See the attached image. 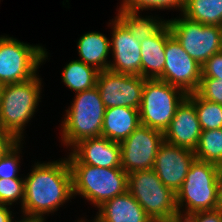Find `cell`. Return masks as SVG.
I'll return each mask as SVG.
<instances>
[{
  "label": "cell",
  "mask_w": 222,
  "mask_h": 222,
  "mask_svg": "<svg viewBox=\"0 0 222 222\" xmlns=\"http://www.w3.org/2000/svg\"><path fill=\"white\" fill-rule=\"evenodd\" d=\"M194 154L196 159L222 168V128L202 130Z\"/></svg>",
  "instance_id": "24"
},
{
  "label": "cell",
  "mask_w": 222,
  "mask_h": 222,
  "mask_svg": "<svg viewBox=\"0 0 222 222\" xmlns=\"http://www.w3.org/2000/svg\"><path fill=\"white\" fill-rule=\"evenodd\" d=\"M113 29L110 40L114 61L110 62L109 70L117 73L141 76V46L129 29L115 17L109 23Z\"/></svg>",
  "instance_id": "14"
},
{
  "label": "cell",
  "mask_w": 222,
  "mask_h": 222,
  "mask_svg": "<svg viewBox=\"0 0 222 222\" xmlns=\"http://www.w3.org/2000/svg\"><path fill=\"white\" fill-rule=\"evenodd\" d=\"M165 58L163 73L157 79L179 87L187 94L196 92L200 86L202 66L185 52L172 34L166 40Z\"/></svg>",
  "instance_id": "12"
},
{
  "label": "cell",
  "mask_w": 222,
  "mask_h": 222,
  "mask_svg": "<svg viewBox=\"0 0 222 222\" xmlns=\"http://www.w3.org/2000/svg\"><path fill=\"white\" fill-rule=\"evenodd\" d=\"M201 78L222 80V51L215 53L202 65Z\"/></svg>",
  "instance_id": "30"
},
{
  "label": "cell",
  "mask_w": 222,
  "mask_h": 222,
  "mask_svg": "<svg viewBox=\"0 0 222 222\" xmlns=\"http://www.w3.org/2000/svg\"><path fill=\"white\" fill-rule=\"evenodd\" d=\"M182 15L204 25L222 26V0H184Z\"/></svg>",
  "instance_id": "22"
},
{
  "label": "cell",
  "mask_w": 222,
  "mask_h": 222,
  "mask_svg": "<svg viewBox=\"0 0 222 222\" xmlns=\"http://www.w3.org/2000/svg\"><path fill=\"white\" fill-rule=\"evenodd\" d=\"M11 207L8 205L0 204V222H11L13 219L12 211H10Z\"/></svg>",
  "instance_id": "33"
},
{
  "label": "cell",
  "mask_w": 222,
  "mask_h": 222,
  "mask_svg": "<svg viewBox=\"0 0 222 222\" xmlns=\"http://www.w3.org/2000/svg\"><path fill=\"white\" fill-rule=\"evenodd\" d=\"M80 61L93 66L98 71L109 69L110 60H107L111 53L110 39L99 32H88L80 37L77 43Z\"/></svg>",
  "instance_id": "20"
},
{
  "label": "cell",
  "mask_w": 222,
  "mask_h": 222,
  "mask_svg": "<svg viewBox=\"0 0 222 222\" xmlns=\"http://www.w3.org/2000/svg\"><path fill=\"white\" fill-rule=\"evenodd\" d=\"M24 190V179H0V204L10 206L20 200L22 206Z\"/></svg>",
  "instance_id": "27"
},
{
  "label": "cell",
  "mask_w": 222,
  "mask_h": 222,
  "mask_svg": "<svg viewBox=\"0 0 222 222\" xmlns=\"http://www.w3.org/2000/svg\"><path fill=\"white\" fill-rule=\"evenodd\" d=\"M140 125L139 109L110 107L105 110L101 136L121 142Z\"/></svg>",
  "instance_id": "19"
},
{
  "label": "cell",
  "mask_w": 222,
  "mask_h": 222,
  "mask_svg": "<svg viewBox=\"0 0 222 222\" xmlns=\"http://www.w3.org/2000/svg\"><path fill=\"white\" fill-rule=\"evenodd\" d=\"M139 42L154 36L166 23L153 16L141 17L139 11L119 9L116 16Z\"/></svg>",
  "instance_id": "23"
},
{
  "label": "cell",
  "mask_w": 222,
  "mask_h": 222,
  "mask_svg": "<svg viewBox=\"0 0 222 222\" xmlns=\"http://www.w3.org/2000/svg\"><path fill=\"white\" fill-rule=\"evenodd\" d=\"M181 16L167 20L171 34L185 52L202 66L211 56L222 51V26L204 25Z\"/></svg>",
  "instance_id": "9"
},
{
  "label": "cell",
  "mask_w": 222,
  "mask_h": 222,
  "mask_svg": "<svg viewBox=\"0 0 222 222\" xmlns=\"http://www.w3.org/2000/svg\"><path fill=\"white\" fill-rule=\"evenodd\" d=\"M221 170V167L213 163L198 159L193 161L180 190L176 193L179 218L198 211L217 209ZM184 205L185 210H180L184 208Z\"/></svg>",
  "instance_id": "2"
},
{
  "label": "cell",
  "mask_w": 222,
  "mask_h": 222,
  "mask_svg": "<svg viewBox=\"0 0 222 222\" xmlns=\"http://www.w3.org/2000/svg\"><path fill=\"white\" fill-rule=\"evenodd\" d=\"M146 78L108 70L100 71L96 87L104 106L139 109Z\"/></svg>",
  "instance_id": "11"
},
{
  "label": "cell",
  "mask_w": 222,
  "mask_h": 222,
  "mask_svg": "<svg viewBox=\"0 0 222 222\" xmlns=\"http://www.w3.org/2000/svg\"><path fill=\"white\" fill-rule=\"evenodd\" d=\"M5 84L0 92V129L22 141L23 130L36 112L41 93V78Z\"/></svg>",
  "instance_id": "3"
},
{
  "label": "cell",
  "mask_w": 222,
  "mask_h": 222,
  "mask_svg": "<svg viewBox=\"0 0 222 222\" xmlns=\"http://www.w3.org/2000/svg\"><path fill=\"white\" fill-rule=\"evenodd\" d=\"M32 169L24 178L23 213L44 217L73 198L72 175L67 158L48 163L37 162Z\"/></svg>",
  "instance_id": "1"
},
{
  "label": "cell",
  "mask_w": 222,
  "mask_h": 222,
  "mask_svg": "<svg viewBox=\"0 0 222 222\" xmlns=\"http://www.w3.org/2000/svg\"><path fill=\"white\" fill-rule=\"evenodd\" d=\"M98 210V215L107 222H153L128 191L106 201Z\"/></svg>",
  "instance_id": "18"
},
{
  "label": "cell",
  "mask_w": 222,
  "mask_h": 222,
  "mask_svg": "<svg viewBox=\"0 0 222 222\" xmlns=\"http://www.w3.org/2000/svg\"><path fill=\"white\" fill-rule=\"evenodd\" d=\"M68 159L69 164H87L102 168H121L120 142L106 137L84 139L75 144Z\"/></svg>",
  "instance_id": "15"
},
{
  "label": "cell",
  "mask_w": 222,
  "mask_h": 222,
  "mask_svg": "<svg viewBox=\"0 0 222 222\" xmlns=\"http://www.w3.org/2000/svg\"><path fill=\"white\" fill-rule=\"evenodd\" d=\"M119 9L132 11L177 9L182 12L184 0H123Z\"/></svg>",
  "instance_id": "26"
},
{
  "label": "cell",
  "mask_w": 222,
  "mask_h": 222,
  "mask_svg": "<svg viewBox=\"0 0 222 222\" xmlns=\"http://www.w3.org/2000/svg\"><path fill=\"white\" fill-rule=\"evenodd\" d=\"M195 159L194 151L163 141L156 155L153 170L163 184L176 194Z\"/></svg>",
  "instance_id": "13"
},
{
  "label": "cell",
  "mask_w": 222,
  "mask_h": 222,
  "mask_svg": "<svg viewBox=\"0 0 222 222\" xmlns=\"http://www.w3.org/2000/svg\"><path fill=\"white\" fill-rule=\"evenodd\" d=\"M184 222H222V212L219 210L198 211L184 218Z\"/></svg>",
  "instance_id": "31"
},
{
  "label": "cell",
  "mask_w": 222,
  "mask_h": 222,
  "mask_svg": "<svg viewBox=\"0 0 222 222\" xmlns=\"http://www.w3.org/2000/svg\"><path fill=\"white\" fill-rule=\"evenodd\" d=\"M73 100L61 124L62 143L71 149L84 139L101 136L106 110L96 86L76 93Z\"/></svg>",
  "instance_id": "4"
},
{
  "label": "cell",
  "mask_w": 222,
  "mask_h": 222,
  "mask_svg": "<svg viewBox=\"0 0 222 222\" xmlns=\"http://www.w3.org/2000/svg\"><path fill=\"white\" fill-rule=\"evenodd\" d=\"M153 222H182V218H177V219L169 220V221H153Z\"/></svg>",
  "instance_id": "37"
},
{
  "label": "cell",
  "mask_w": 222,
  "mask_h": 222,
  "mask_svg": "<svg viewBox=\"0 0 222 222\" xmlns=\"http://www.w3.org/2000/svg\"><path fill=\"white\" fill-rule=\"evenodd\" d=\"M24 215L23 219L16 222H45L44 217L42 216H36L31 214L22 213ZM11 222H14L13 219Z\"/></svg>",
  "instance_id": "34"
},
{
  "label": "cell",
  "mask_w": 222,
  "mask_h": 222,
  "mask_svg": "<svg viewBox=\"0 0 222 222\" xmlns=\"http://www.w3.org/2000/svg\"><path fill=\"white\" fill-rule=\"evenodd\" d=\"M217 210L222 212V170L219 174Z\"/></svg>",
  "instance_id": "35"
},
{
  "label": "cell",
  "mask_w": 222,
  "mask_h": 222,
  "mask_svg": "<svg viewBox=\"0 0 222 222\" xmlns=\"http://www.w3.org/2000/svg\"><path fill=\"white\" fill-rule=\"evenodd\" d=\"M18 141L15 136L0 129V160Z\"/></svg>",
  "instance_id": "32"
},
{
  "label": "cell",
  "mask_w": 222,
  "mask_h": 222,
  "mask_svg": "<svg viewBox=\"0 0 222 222\" xmlns=\"http://www.w3.org/2000/svg\"><path fill=\"white\" fill-rule=\"evenodd\" d=\"M187 97L195 104L201 130L222 128V105L201 98L196 92Z\"/></svg>",
  "instance_id": "25"
},
{
  "label": "cell",
  "mask_w": 222,
  "mask_h": 222,
  "mask_svg": "<svg viewBox=\"0 0 222 222\" xmlns=\"http://www.w3.org/2000/svg\"><path fill=\"white\" fill-rule=\"evenodd\" d=\"M96 218H94V220L92 222H107L105 221L102 217H100L98 214H96L95 216ZM81 219L79 222H85V220Z\"/></svg>",
  "instance_id": "36"
},
{
  "label": "cell",
  "mask_w": 222,
  "mask_h": 222,
  "mask_svg": "<svg viewBox=\"0 0 222 222\" xmlns=\"http://www.w3.org/2000/svg\"><path fill=\"white\" fill-rule=\"evenodd\" d=\"M187 95L160 79H146L139 107L140 124L164 132Z\"/></svg>",
  "instance_id": "7"
},
{
  "label": "cell",
  "mask_w": 222,
  "mask_h": 222,
  "mask_svg": "<svg viewBox=\"0 0 222 222\" xmlns=\"http://www.w3.org/2000/svg\"><path fill=\"white\" fill-rule=\"evenodd\" d=\"M63 69L62 82L75 93L91 89L97 84L100 71L80 60L70 61Z\"/></svg>",
  "instance_id": "21"
},
{
  "label": "cell",
  "mask_w": 222,
  "mask_h": 222,
  "mask_svg": "<svg viewBox=\"0 0 222 222\" xmlns=\"http://www.w3.org/2000/svg\"><path fill=\"white\" fill-rule=\"evenodd\" d=\"M196 93L204 100L222 105V80L216 78H201L200 86Z\"/></svg>",
  "instance_id": "29"
},
{
  "label": "cell",
  "mask_w": 222,
  "mask_h": 222,
  "mask_svg": "<svg viewBox=\"0 0 222 222\" xmlns=\"http://www.w3.org/2000/svg\"><path fill=\"white\" fill-rule=\"evenodd\" d=\"M171 35L166 23L154 36L140 41L141 76L146 79H157L162 73L166 62L165 44Z\"/></svg>",
  "instance_id": "17"
},
{
  "label": "cell",
  "mask_w": 222,
  "mask_h": 222,
  "mask_svg": "<svg viewBox=\"0 0 222 222\" xmlns=\"http://www.w3.org/2000/svg\"><path fill=\"white\" fill-rule=\"evenodd\" d=\"M73 196L81 195L100 207L128 188V174L122 168H102L87 164H69Z\"/></svg>",
  "instance_id": "5"
},
{
  "label": "cell",
  "mask_w": 222,
  "mask_h": 222,
  "mask_svg": "<svg viewBox=\"0 0 222 222\" xmlns=\"http://www.w3.org/2000/svg\"><path fill=\"white\" fill-rule=\"evenodd\" d=\"M127 191L153 221H169L179 218L176 194L163 184L153 169L136 170L129 173Z\"/></svg>",
  "instance_id": "6"
},
{
  "label": "cell",
  "mask_w": 222,
  "mask_h": 222,
  "mask_svg": "<svg viewBox=\"0 0 222 222\" xmlns=\"http://www.w3.org/2000/svg\"><path fill=\"white\" fill-rule=\"evenodd\" d=\"M164 141L163 132L140 124L120 142L121 168L127 173L153 169L156 155Z\"/></svg>",
  "instance_id": "10"
},
{
  "label": "cell",
  "mask_w": 222,
  "mask_h": 222,
  "mask_svg": "<svg viewBox=\"0 0 222 222\" xmlns=\"http://www.w3.org/2000/svg\"><path fill=\"white\" fill-rule=\"evenodd\" d=\"M42 46H33L8 37H0V83L2 85L27 81L37 74L39 65L47 59Z\"/></svg>",
  "instance_id": "8"
},
{
  "label": "cell",
  "mask_w": 222,
  "mask_h": 222,
  "mask_svg": "<svg viewBox=\"0 0 222 222\" xmlns=\"http://www.w3.org/2000/svg\"><path fill=\"white\" fill-rule=\"evenodd\" d=\"M201 131L195 104L186 97L178 106L170 125L163 132L164 141L194 151Z\"/></svg>",
  "instance_id": "16"
},
{
  "label": "cell",
  "mask_w": 222,
  "mask_h": 222,
  "mask_svg": "<svg viewBox=\"0 0 222 222\" xmlns=\"http://www.w3.org/2000/svg\"><path fill=\"white\" fill-rule=\"evenodd\" d=\"M20 145L21 141H18L0 160V179H23L17 174L20 169Z\"/></svg>",
  "instance_id": "28"
}]
</instances>
